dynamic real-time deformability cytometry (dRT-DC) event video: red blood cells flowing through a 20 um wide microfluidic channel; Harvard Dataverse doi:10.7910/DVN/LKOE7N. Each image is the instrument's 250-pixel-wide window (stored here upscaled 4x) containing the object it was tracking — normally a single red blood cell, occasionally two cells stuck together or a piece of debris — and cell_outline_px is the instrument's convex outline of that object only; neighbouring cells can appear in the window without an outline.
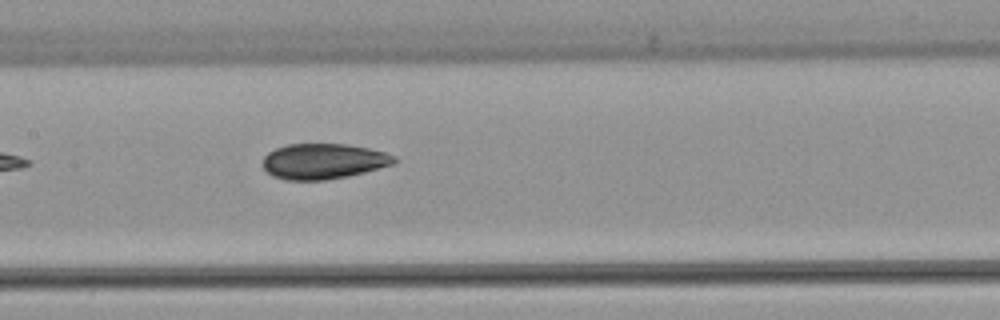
{"species": "common noctule bat (a hibernating species)", "species_latin": "Nyctalus noctula", "temperature_condition": "warm", "stored_images_in_passage": 10, "camera_frame_rate_fps": 3000, "um_per_image_px": 0.085, "animal": {"sex": "female", "body_mass_g": 22.7, "forearm_length_mm": 54.2}, "frame": {"image": 1, "passage_image": 10, "time_ms": 12.333, "image_size_px": [1000, 320], "cell_outline_px": [[396, 160], [392, 164], [364, 172], [348, 176], [324, 180], [284, 180], [272, 176], [264, 168], [264, 156], [268, 152], [276, 148], [288, 144], [348, 144], [368, 148], [384, 152], [396, 156]], "centroid_in_image_um": [27.47, 13.71], "position_along_channel_um": 179.9, "area_um2": 27.05}}